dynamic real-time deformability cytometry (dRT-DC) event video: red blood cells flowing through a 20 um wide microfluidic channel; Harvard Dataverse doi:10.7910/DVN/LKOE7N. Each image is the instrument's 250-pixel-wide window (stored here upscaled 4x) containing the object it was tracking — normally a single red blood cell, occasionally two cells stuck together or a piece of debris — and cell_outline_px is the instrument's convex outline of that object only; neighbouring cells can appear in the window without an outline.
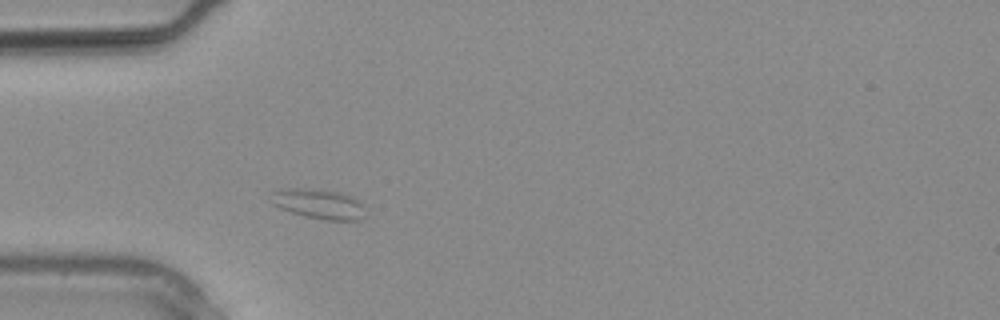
{"species": "common noctule bat (a hibernating species)", "species_latin": "Nyctalus noctula", "temperature_condition": "warm", "stored_images_in_passage": 22, "camera_frame_rate_fps": 3000, "um_per_image_px": 0.085, "animal": {"sex": "male", "body_mass_g": 20.4}, "frame": {"image": 1, "passage_image": 1, "time_ms": 0.0, "image_size_px": [1000, 320], "cell_outline_px": [[364, 216], [356, 220], [324, 220], [304, 216], [280, 208], [272, 204], [272, 192], [280, 188], [300, 188], [336, 192], [352, 196], [364, 208]], "centroid_in_image_um": [27.05, 17.34], "position_along_channel_um": 58.0, "area_um2": 16.13}}
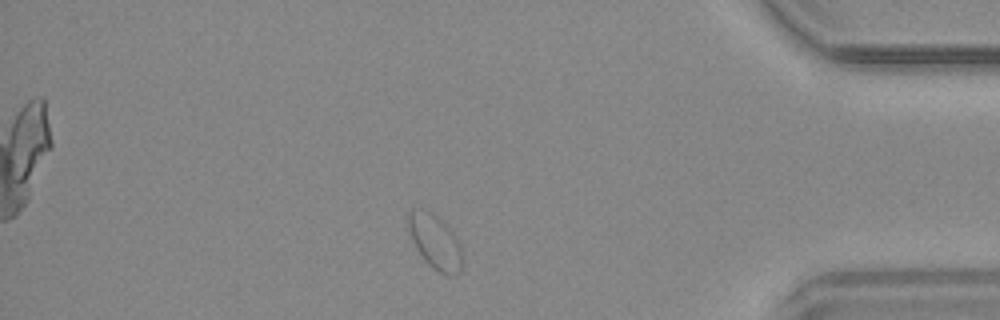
{"frame": {"image": 2, "passage_image": 18, "time_ms": 5.667, "image_size_px": [1000, 320], "cell_outline_px": [[460, 272], [456, 276], [444, 276], [432, 268], [424, 260], [416, 248], [412, 240], [408, 228], [408, 212], [412, 204], [432, 212], [456, 236], [460, 244]], "centroid_in_image_um": [36.93, 20.53], "position_along_channel_um": 398.3, "area_um2": 17.34}}
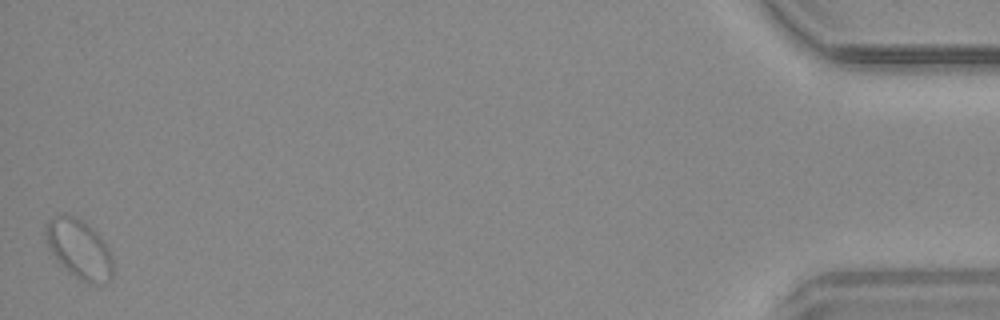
{"frame": {"image": 3, "passage_image": 22, "time_ms": 7.0, "image_size_px": [1000, 320], "cell_outline_px": [[112, 280], [100, 284], [96, 284], [80, 280], [68, 272], [64, 268], [52, 252], [44, 236], [44, 228], [48, 220], [52, 216], [64, 212], [84, 220], [100, 236], [108, 248], [112, 256]], "centroid_in_image_um": [6.72, 21.13], "position_along_channel_um": 428.5, "area_um2": 23.47}}